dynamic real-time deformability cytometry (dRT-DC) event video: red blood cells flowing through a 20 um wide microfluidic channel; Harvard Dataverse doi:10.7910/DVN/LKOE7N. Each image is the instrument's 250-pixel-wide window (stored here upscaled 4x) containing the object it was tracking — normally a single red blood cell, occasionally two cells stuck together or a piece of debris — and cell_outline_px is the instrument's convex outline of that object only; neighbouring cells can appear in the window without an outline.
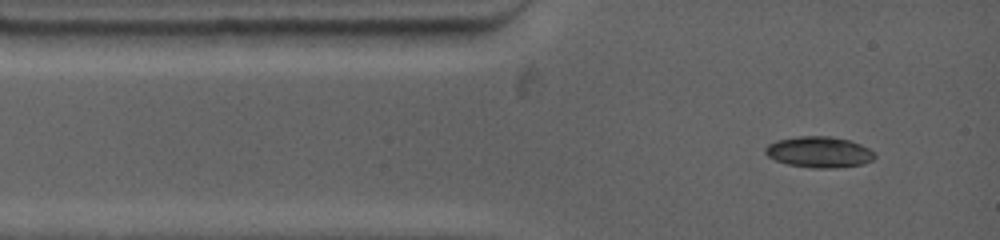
{"species": "common noctule bat (a hibernating species)", "species_latin": "Nyctalus noctula", "temperature_condition": "warm", "stored_images_in_passage": 30, "camera_frame_rate_fps": 4500, "um_per_image_px": 0.085, "animal": {"sex": "female", "body_mass_g": 19.0, "forearm_length_mm": 53.3}, "frame": {"image": 1, "passage_image": 1, "time_ms": 0.0, "image_size_px": [1000, 240], "cell_outline_px": [[876, 156], [872, 160], [864, 164], [832, 168], [812, 168], [788, 164], [776, 160], [768, 156], [764, 152], [764, 148], [768, 144], [776, 140], [796, 136], [832, 136], [848, 140], [860, 144], [868, 148]], "centroid_in_image_um": [69.6, 12.92], "position_along_channel_um": 15.4, "area_um2": 19.77}}
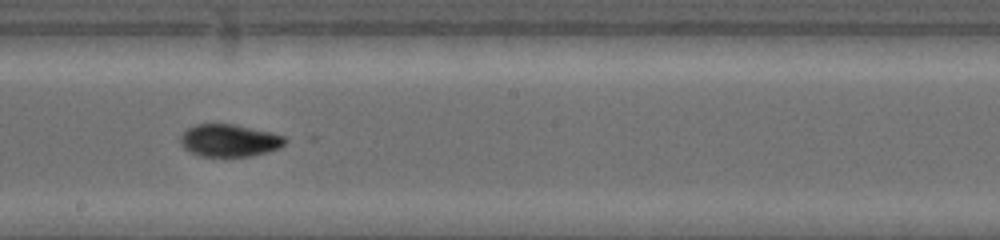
{"frame": {"image": 2, "passage_image": 13, "time_ms": 6.222, "image_size_px": [1000, 240], "cell_outline_px": [[288, 140], [280, 148], [268, 152], [252, 156], [200, 156], [188, 152], [180, 144], [180, 136], [188, 128], [196, 124], [236, 124], [272, 132], [284, 136]], "centroid_in_image_um": [19.51, 11.94], "position_along_channel_um": 228.7, "area_um2": 20.0}}
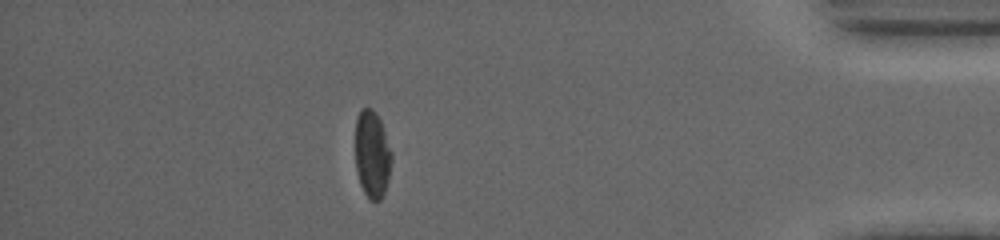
{"frame": {"image": 3, "passage_image": 25, "time_ms": 12.222, "image_size_px": [1000, 240], "cell_outline_px": [[392, 160], [388, 180], [384, 192], [380, 200], [368, 200], [360, 184], [356, 168], [356, 116], [360, 108], [372, 108], [376, 112], [380, 120], [392, 152]], "centroid_in_image_um": [31.63, 13.1], "position_along_channel_um": 403.6, "area_um2": 18.55}, "authors_computed_cell_mechanics": {"area_um2": 19.7098, "velocity_mm_per_s": 3.8111, "shape_relaxation_time_tau1_ms": null, "shape_relaxation_time_tau2_ms": 1.8161, "deformation_change_tau1": null, "deformation_change_tau2": 0.0554}}